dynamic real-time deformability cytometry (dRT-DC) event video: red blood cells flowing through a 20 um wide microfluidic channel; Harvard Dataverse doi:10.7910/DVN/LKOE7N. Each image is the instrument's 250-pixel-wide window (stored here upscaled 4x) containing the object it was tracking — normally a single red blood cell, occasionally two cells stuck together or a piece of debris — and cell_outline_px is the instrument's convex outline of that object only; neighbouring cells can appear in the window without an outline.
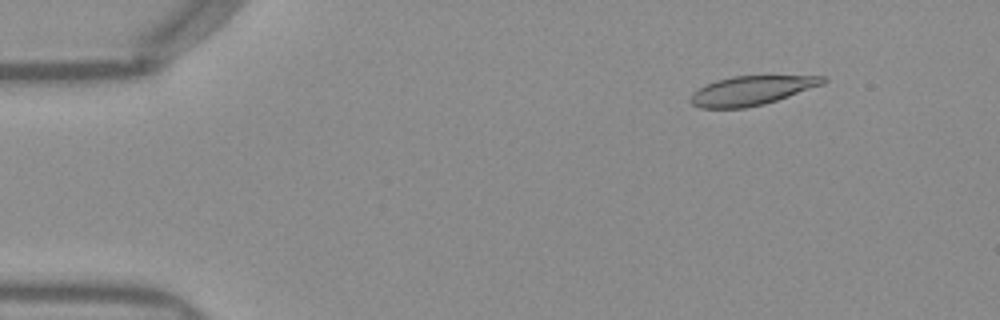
{"species": "Egyptian fruit bat (a non-hibernating species)", "species_latin": "Rousettus aegyptiacus", "temperature_condition": "warm", "stored_images_in_passage": 51, "camera_frame_rate_fps": 3000, "um_per_image_px": 0.085, "frame": {"image": 1, "passage_image": 6, "time_ms": 1.667, "image_size_px": [1000, 320], "cell_outline_px": [[828, 80], [824, 84], [764, 104], [744, 108], [700, 108], [692, 104], [688, 100], [688, 96], [692, 92], [704, 84], [716, 80], [732, 76], [824, 76]], "centroid_in_image_um": [63.81, 7.7], "position_along_channel_um": 21.2, "area_um2": 22.6}}
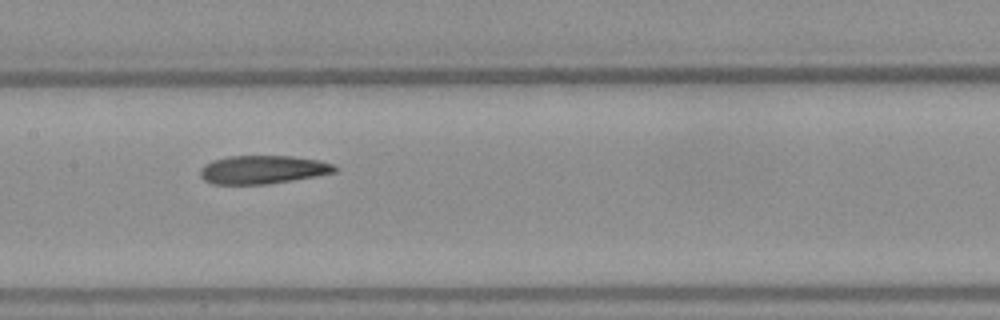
{"frame": {"image": 2, "passage_image": 25, "time_ms": 8.0, "image_size_px": [1000, 320], "cell_outline_px": [[340, 168], [336, 172], [316, 176], [268, 184], [212, 184], [204, 180], [200, 176], [200, 168], [204, 164], [212, 160], [228, 156], [292, 156], [320, 160], [332, 164]], "centroid_in_image_um": [22.33, 14.41], "position_along_channel_um": 185.1, "area_um2": 22.43}}
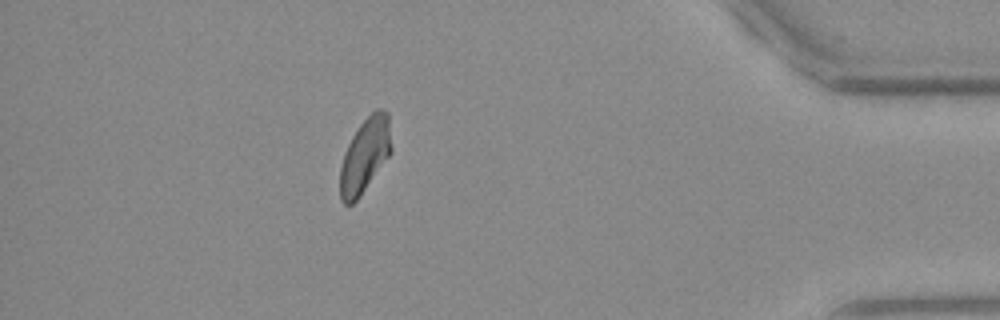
{"frame": {"image": 3, "passage_image": 45, "time_ms": 14.667, "image_size_px": [1000, 320], "cell_outline_px": [[392, 152], [360, 196], [352, 204], [344, 204], [340, 200], [340, 168], [344, 152], [352, 136], [360, 124], [376, 108], [380, 108], [388, 112], [392, 148]], "centroid_in_image_um": [31.02, 13.2], "position_along_channel_um": 404.2, "area_um2": 22.31}, "authors_computed_cell_mechanics": {"area_um2": 22.8888, "velocity_mm_per_s": 3.9685, "shape_relaxation_time_tau1_ms": null, "shape_relaxation_time_tau2_ms": 4.5661, "deformation_change_tau1": null, "deformation_change_tau2": 0.0963}}